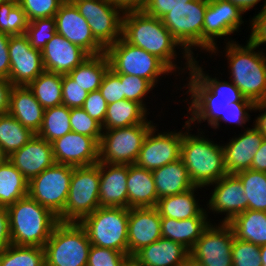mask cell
Here are the masks:
<instances>
[{
    "mask_svg": "<svg viewBox=\"0 0 266 266\" xmlns=\"http://www.w3.org/2000/svg\"><path fill=\"white\" fill-rule=\"evenodd\" d=\"M8 160L28 181L55 164L51 143L36 134Z\"/></svg>",
    "mask_w": 266,
    "mask_h": 266,
    "instance_id": "obj_24",
    "label": "cell"
},
{
    "mask_svg": "<svg viewBox=\"0 0 266 266\" xmlns=\"http://www.w3.org/2000/svg\"><path fill=\"white\" fill-rule=\"evenodd\" d=\"M158 199L185 192L195 185L181 159L152 171Z\"/></svg>",
    "mask_w": 266,
    "mask_h": 266,
    "instance_id": "obj_31",
    "label": "cell"
},
{
    "mask_svg": "<svg viewBox=\"0 0 266 266\" xmlns=\"http://www.w3.org/2000/svg\"><path fill=\"white\" fill-rule=\"evenodd\" d=\"M232 263L233 266H262L260 246L234 237Z\"/></svg>",
    "mask_w": 266,
    "mask_h": 266,
    "instance_id": "obj_46",
    "label": "cell"
},
{
    "mask_svg": "<svg viewBox=\"0 0 266 266\" xmlns=\"http://www.w3.org/2000/svg\"><path fill=\"white\" fill-rule=\"evenodd\" d=\"M234 232L235 238L241 241L266 245V212L249 210L236 215L228 223Z\"/></svg>",
    "mask_w": 266,
    "mask_h": 266,
    "instance_id": "obj_32",
    "label": "cell"
},
{
    "mask_svg": "<svg viewBox=\"0 0 266 266\" xmlns=\"http://www.w3.org/2000/svg\"><path fill=\"white\" fill-rule=\"evenodd\" d=\"M71 131L70 109L59 105L44 109L42 126L36 135L51 143Z\"/></svg>",
    "mask_w": 266,
    "mask_h": 266,
    "instance_id": "obj_38",
    "label": "cell"
},
{
    "mask_svg": "<svg viewBox=\"0 0 266 266\" xmlns=\"http://www.w3.org/2000/svg\"><path fill=\"white\" fill-rule=\"evenodd\" d=\"M190 1L192 0H148L143 11L148 15L162 19L173 8L187 5Z\"/></svg>",
    "mask_w": 266,
    "mask_h": 266,
    "instance_id": "obj_53",
    "label": "cell"
},
{
    "mask_svg": "<svg viewBox=\"0 0 266 266\" xmlns=\"http://www.w3.org/2000/svg\"><path fill=\"white\" fill-rule=\"evenodd\" d=\"M9 156L0 147V165L4 164L8 160Z\"/></svg>",
    "mask_w": 266,
    "mask_h": 266,
    "instance_id": "obj_62",
    "label": "cell"
},
{
    "mask_svg": "<svg viewBox=\"0 0 266 266\" xmlns=\"http://www.w3.org/2000/svg\"><path fill=\"white\" fill-rule=\"evenodd\" d=\"M202 66L197 57L193 58L190 71L186 74L188 77L185 76L184 79L187 82L183 83V87L179 84L180 89L177 86V90L183 89V94L180 95H187L182 100L188 105L184 117L187 116L189 124L197 129H200L203 122L207 121L208 127H212L221 117H225V110L230 103L252 102L230 80H223L221 77L220 80L216 74L209 75Z\"/></svg>",
    "mask_w": 266,
    "mask_h": 266,
    "instance_id": "obj_1",
    "label": "cell"
},
{
    "mask_svg": "<svg viewBox=\"0 0 266 266\" xmlns=\"http://www.w3.org/2000/svg\"><path fill=\"white\" fill-rule=\"evenodd\" d=\"M63 1H65V2H73L75 0H63Z\"/></svg>",
    "mask_w": 266,
    "mask_h": 266,
    "instance_id": "obj_65",
    "label": "cell"
},
{
    "mask_svg": "<svg viewBox=\"0 0 266 266\" xmlns=\"http://www.w3.org/2000/svg\"><path fill=\"white\" fill-rule=\"evenodd\" d=\"M99 91L101 92L102 97L106 100L107 104L125 99L121 79L111 69H109L105 74L99 87Z\"/></svg>",
    "mask_w": 266,
    "mask_h": 266,
    "instance_id": "obj_50",
    "label": "cell"
},
{
    "mask_svg": "<svg viewBox=\"0 0 266 266\" xmlns=\"http://www.w3.org/2000/svg\"><path fill=\"white\" fill-rule=\"evenodd\" d=\"M257 111L262 112L255 117L253 125L263 134L266 138V101L255 103L254 113Z\"/></svg>",
    "mask_w": 266,
    "mask_h": 266,
    "instance_id": "obj_58",
    "label": "cell"
},
{
    "mask_svg": "<svg viewBox=\"0 0 266 266\" xmlns=\"http://www.w3.org/2000/svg\"><path fill=\"white\" fill-rule=\"evenodd\" d=\"M73 166L57 164L29 181L28 195L59 216L68 198Z\"/></svg>",
    "mask_w": 266,
    "mask_h": 266,
    "instance_id": "obj_12",
    "label": "cell"
},
{
    "mask_svg": "<svg viewBox=\"0 0 266 266\" xmlns=\"http://www.w3.org/2000/svg\"><path fill=\"white\" fill-rule=\"evenodd\" d=\"M12 88L13 85L8 79L0 78V115L9 113Z\"/></svg>",
    "mask_w": 266,
    "mask_h": 266,
    "instance_id": "obj_56",
    "label": "cell"
},
{
    "mask_svg": "<svg viewBox=\"0 0 266 266\" xmlns=\"http://www.w3.org/2000/svg\"><path fill=\"white\" fill-rule=\"evenodd\" d=\"M51 145L57 164L81 167L99 162V142L95 138L71 131Z\"/></svg>",
    "mask_w": 266,
    "mask_h": 266,
    "instance_id": "obj_20",
    "label": "cell"
},
{
    "mask_svg": "<svg viewBox=\"0 0 266 266\" xmlns=\"http://www.w3.org/2000/svg\"><path fill=\"white\" fill-rule=\"evenodd\" d=\"M128 164L100 162L99 207L128 208Z\"/></svg>",
    "mask_w": 266,
    "mask_h": 266,
    "instance_id": "obj_25",
    "label": "cell"
},
{
    "mask_svg": "<svg viewBox=\"0 0 266 266\" xmlns=\"http://www.w3.org/2000/svg\"><path fill=\"white\" fill-rule=\"evenodd\" d=\"M56 32L55 18L51 17L28 22L25 35L28 37L31 47L42 51Z\"/></svg>",
    "mask_w": 266,
    "mask_h": 266,
    "instance_id": "obj_43",
    "label": "cell"
},
{
    "mask_svg": "<svg viewBox=\"0 0 266 266\" xmlns=\"http://www.w3.org/2000/svg\"><path fill=\"white\" fill-rule=\"evenodd\" d=\"M88 94L68 74L62 75V105L69 109L82 108Z\"/></svg>",
    "mask_w": 266,
    "mask_h": 266,
    "instance_id": "obj_49",
    "label": "cell"
},
{
    "mask_svg": "<svg viewBox=\"0 0 266 266\" xmlns=\"http://www.w3.org/2000/svg\"><path fill=\"white\" fill-rule=\"evenodd\" d=\"M28 22L18 0H0V33L10 36L23 35Z\"/></svg>",
    "mask_w": 266,
    "mask_h": 266,
    "instance_id": "obj_41",
    "label": "cell"
},
{
    "mask_svg": "<svg viewBox=\"0 0 266 266\" xmlns=\"http://www.w3.org/2000/svg\"><path fill=\"white\" fill-rule=\"evenodd\" d=\"M251 126L222 144L227 174L251 169L254 155L264 139L263 134L254 125Z\"/></svg>",
    "mask_w": 266,
    "mask_h": 266,
    "instance_id": "obj_22",
    "label": "cell"
},
{
    "mask_svg": "<svg viewBox=\"0 0 266 266\" xmlns=\"http://www.w3.org/2000/svg\"><path fill=\"white\" fill-rule=\"evenodd\" d=\"M260 255L262 266H266V245L260 246Z\"/></svg>",
    "mask_w": 266,
    "mask_h": 266,
    "instance_id": "obj_61",
    "label": "cell"
},
{
    "mask_svg": "<svg viewBox=\"0 0 266 266\" xmlns=\"http://www.w3.org/2000/svg\"><path fill=\"white\" fill-rule=\"evenodd\" d=\"M124 266H140L132 258H130Z\"/></svg>",
    "mask_w": 266,
    "mask_h": 266,
    "instance_id": "obj_64",
    "label": "cell"
},
{
    "mask_svg": "<svg viewBox=\"0 0 266 266\" xmlns=\"http://www.w3.org/2000/svg\"><path fill=\"white\" fill-rule=\"evenodd\" d=\"M110 69L115 74H127L144 78L156 88L166 75L174 73L156 56L142 48L131 45L122 37L105 49ZM165 76V77H164ZM161 77V78H160ZM157 85V86H156Z\"/></svg>",
    "mask_w": 266,
    "mask_h": 266,
    "instance_id": "obj_6",
    "label": "cell"
},
{
    "mask_svg": "<svg viewBox=\"0 0 266 266\" xmlns=\"http://www.w3.org/2000/svg\"><path fill=\"white\" fill-rule=\"evenodd\" d=\"M91 243L76 222H59L44 245L45 266H87Z\"/></svg>",
    "mask_w": 266,
    "mask_h": 266,
    "instance_id": "obj_8",
    "label": "cell"
},
{
    "mask_svg": "<svg viewBox=\"0 0 266 266\" xmlns=\"http://www.w3.org/2000/svg\"><path fill=\"white\" fill-rule=\"evenodd\" d=\"M227 1L237 6L241 11L244 12V14H246V12L248 13V11H251V9L253 10V8L256 7L257 4H259V2H261L262 0H227ZM263 2H264L263 6L262 8L260 7V10L266 7V0H264Z\"/></svg>",
    "mask_w": 266,
    "mask_h": 266,
    "instance_id": "obj_60",
    "label": "cell"
},
{
    "mask_svg": "<svg viewBox=\"0 0 266 266\" xmlns=\"http://www.w3.org/2000/svg\"><path fill=\"white\" fill-rule=\"evenodd\" d=\"M123 14L128 12L143 11L148 0H110Z\"/></svg>",
    "mask_w": 266,
    "mask_h": 266,
    "instance_id": "obj_57",
    "label": "cell"
},
{
    "mask_svg": "<svg viewBox=\"0 0 266 266\" xmlns=\"http://www.w3.org/2000/svg\"><path fill=\"white\" fill-rule=\"evenodd\" d=\"M107 106L108 104L106 100L102 97L101 92L97 90L88 94L82 108L91 118L103 125L107 112Z\"/></svg>",
    "mask_w": 266,
    "mask_h": 266,
    "instance_id": "obj_52",
    "label": "cell"
},
{
    "mask_svg": "<svg viewBox=\"0 0 266 266\" xmlns=\"http://www.w3.org/2000/svg\"><path fill=\"white\" fill-rule=\"evenodd\" d=\"M155 124L147 119L141 124L103 130L99 142V162L135 164L144 139Z\"/></svg>",
    "mask_w": 266,
    "mask_h": 266,
    "instance_id": "obj_10",
    "label": "cell"
},
{
    "mask_svg": "<svg viewBox=\"0 0 266 266\" xmlns=\"http://www.w3.org/2000/svg\"><path fill=\"white\" fill-rule=\"evenodd\" d=\"M189 257V250L182 244L161 237L131 258L140 266H180Z\"/></svg>",
    "mask_w": 266,
    "mask_h": 266,
    "instance_id": "obj_26",
    "label": "cell"
},
{
    "mask_svg": "<svg viewBox=\"0 0 266 266\" xmlns=\"http://www.w3.org/2000/svg\"><path fill=\"white\" fill-rule=\"evenodd\" d=\"M44 109L62 105V75L43 71L27 85Z\"/></svg>",
    "mask_w": 266,
    "mask_h": 266,
    "instance_id": "obj_36",
    "label": "cell"
},
{
    "mask_svg": "<svg viewBox=\"0 0 266 266\" xmlns=\"http://www.w3.org/2000/svg\"><path fill=\"white\" fill-rule=\"evenodd\" d=\"M110 69L109 61L105 53L90 56L82 64L73 69L68 75L83 90L87 92L97 91L107 71Z\"/></svg>",
    "mask_w": 266,
    "mask_h": 266,
    "instance_id": "obj_34",
    "label": "cell"
},
{
    "mask_svg": "<svg viewBox=\"0 0 266 266\" xmlns=\"http://www.w3.org/2000/svg\"><path fill=\"white\" fill-rule=\"evenodd\" d=\"M200 189L203 188L195 186L177 195L160 198L156 208L161 218L185 220L196 216H208L205 204L201 205V200L197 197L199 191L202 192Z\"/></svg>",
    "mask_w": 266,
    "mask_h": 266,
    "instance_id": "obj_27",
    "label": "cell"
},
{
    "mask_svg": "<svg viewBox=\"0 0 266 266\" xmlns=\"http://www.w3.org/2000/svg\"><path fill=\"white\" fill-rule=\"evenodd\" d=\"M7 211L10 239L18 246L44 247L59 223L58 216L29 195L9 205Z\"/></svg>",
    "mask_w": 266,
    "mask_h": 266,
    "instance_id": "obj_5",
    "label": "cell"
},
{
    "mask_svg": "<svg viewBox=\"0 0 266 266\" xmlns=\"http://www.w3.org/2000/svg\"><path fill=\"white\" fill-rule=\"evenodd\" d=\"M128 255L132 257L141 248L159 240L161 216L156 207L129 208Z\"/></svg>",
    "mask_w": 266,
    "mask_h": 266,
    "instance_id": "obj_21",
    "label": "cell"
},
{
    "mask_svg": "<svg viewBox=\"0 0 266 266\" xmlns=\"http://www.w3.org/2000/svg\"><path fill=\"white\" fill-rule=\"evenodd\" d=\"M122 38L131 45L142 48L160 59L174 73L175 80L178 79L177 76L182 75L181 80L183 81L184 75L190 71L193 57L178 43L162 20L157 17L148 15L144 11L124 13ZM181 54L182 56H179ZM177 58L181 62L177 61L179 60ZM181 58L183 61L185 60L184 63Z\"/></svg>",
    "mask_w": 266,
    "mask_h": 266,
    "instance_id": "obj_2",
    "label": "cell"
},
{
    "mask_svg": "<svg viewBox=\"0 0 266 266\" xmlns=\"http://www.w3.org/2000/svg\"><path fill=\"white\" fill-rule=\"evenodd\" d=\"M180 266H200L197 262H194L190 257Z\"/></svg>",
    "mask_w": 266,
    "mask_h": 266,
    "instance_id": "obj_63",
    "label": "cell"
},
{
    "mask_svg": "<svg viewBox=\"0 0 266 266\" xmlns=\"http://www.w3.org/2000/svg\"><path fill=\"white\" fill-rule=\"evenodd\" d=\"M8 50L13 86H27L44 71L42 52L31 47L25 34L10 36Z\"/></svg>",
    "mask_w": 266,
    "mask_h": 266,
    "instance_id": "obj_18",
    "label": "cell"
},
{
    "mask_svg": "<svg viewBox=\"0 0 266 266\" xmlns=\"http://www.w3.org/2000/svg\"><path fill=\"white\" fill-rule=\"evenodd\" d=\"M70 126L73 132L95 138L98 142L101 140L102 125L91 118L83 108L70 109Z\"/></svg>",
    "mask_w": 266,
    "mask_h": 266,
    "instance_id": "obj_44",
    "label": "cell"
},
{
    "mask_svg": "<svg viewBox=\"0 0 266 266\" xmlns=\"http://www.w3.org/2000/svg\"><path fill=\"white\" fill-rule=\"evenodd\" d=\"M72 3L105 49L122 37L123 13L110 0H75Z\"/></svg>",
    "mask_w": 266,
    "mask_h": 266,
    "instance_id": "obj_14",
    "label": "cell"
},
{
    "mask_svg": "<svg viewBox=\"0 0 266 266\" xmlns=\"http://www.w3.org/2000/svg\"><path fill=\"white\" fill-rule=\"evenodd\" d=\"M191 128L186 120L183 125L180 159L186 166L192 183L206 189L227 175L223 146L205 135L206 129H197L195 134L190 132L193 131Z\"/></svg>",
    "mask_w": 266,
    "mask_h": 266,
    "instance_id": "obj_4",
    "label": "cell"
},
{
    "mask_svg": "<svg viewBox=\"0 0 266 266\" xmlns=\"http://www.w3.org/2000/svg\"><path fill=\"white\" fill-rule=\"evenodd\" d=\"M42 52L45 71L66 75L82 64L90 55L56 32Z\"/></svg>",
    "mask_w": 266,
    "mask_h": 266,
    "instance_id": "obj_23",
    "label": "cell"
},
{
    "mask_svg": "<svg viewBox=\"0 0 266 266\" xmlns=\"http://www.w3.org/2000/svg\"><path fill=\"white\" fill-rule=\"evenodd\" d=\"M116 75L121 79V84H123V95L125 99L140 103L148 111L150 108H147V97L153 100L152 97H155L153 90L156 87L150 81L141 77L127 74ZM150 92L152 93L151 98L148 96Z\"/></svg>",
    "mask_w": 266,
    "mask_h": 266,
    "instance_id": "obj_42",
    "label": "cell"
},
{
    "mask_svg": "<svg viewBox=\"0 0 266 266\" xmlns=\"http://www.w3.org/2000/svg\"><path fill=\"white\" fill-rule=\"evenodd\" d=\"M234 237L233 229L228 223L212 222L189 251L190 258L200 266H233Z\"/></svg>",
    "mask_w": 266,
    "mask_h": 266,
    "instance_id": "obj_15",
    "label": "cell"
},
{
    "mask_svg": "<svg viewBox=\"0 0 266 266\" xmlns=\"http://www.w3.org/2000/svg\"><path fill=\"white\" fill-rule=\"evenodd\" d=\"M150 114L140 103L132 100H120L107 106L103 130L123 128L144 123Z\"/></svg>",
    "mask_w": 266,
    "mask_h": 266,
    "instance_id": "obj_33",
    "label": "cell"
},
{
    "mask_svg": "<svg viewBox=\"0 0 266 266\" xmlns=\"http://www.w3.org/2000/svg\"><path fill=\"white\" fill-rule=\"evenodd\" d=\"M214 221L208 216H196L185 220L161 218V236L182 244L189 251L193 248L203 231Z\"/></svg>",
    "mask_w": 266,
    "mask_h": 266,
    "instance_id": "obj_29",
    "label": "cell"
},
{
    "mask_svg": "<svg viewBox=\"0 0 266 266\" xmlns=\"http://www.w3.org/2000/svg\"><path fill=\"white\" fill-rule=\"evenodd\" d=\"M63 2V0H18L29 22L54 17Z\"/></svg>",
    "mask_w": 266,
    "mask_h": 266,
    "instance_id": "obj_47",
    "label": "cell"
},
{
    "mask_svg": "<svg viewBox=\"0 0 266 266\" xmlns=\"http://www.w3.org/2000/svg\"><path fill=\"white\" fill-rule=\"evenodd\" d=\"M207 4L208 0H192L187 5L173 8L161 19L172 36L193 58L199 57V52L195 56L194 50L204 53L203 23Z\"/></svg>",
    "mask_w": 266,
    "mask_h": 266,
    "instance_id": "obj_11",
    "label": "cell"
},
{
    "mask_svg": "<svg viewBox=\"0 0 266 266\" xmlns=\"http://www.w3.org/2000/svg\"><path fill=\"white\" fill-rule=\"evenodd\" d=\"M260 11V12H259ZM252 18L249 19V31L248 40L260 49L261 45L266 46V7L259 10Z\"/></svg>",
    "mask_w": 266,
    "mask_h": 266,
    "instance_id": "obj_51",
    "label": "cell"
},
{
    "mask_svg": "<svg viewBox=\"0 0 266 266\" xmlns=\"http://www.w3.org/2000/svg\"><path fill=\"white\" fill-rule=\"evenodd\" d=\"M234 175L242 183L248 200V209L266 212V172L248 169Z\"/></svg>",
    "mask_w": 266,
    "mask_h": 266,
    "instance_id": "obj_39",
    "label": "cell"
},
{
    "mask_svg": "<svg viewBox=\"0 0 266 266\" xmlns=\"http://www.w3.org/2000/svg\"><path fill=\"white\" fill-rule=\"evenodd\" d=\"M158 126L155 124L146 135L135 162L138 167L150 171L177 161L181 154L183 125L179 131L167 129L164 132L159 131Z\"/></svg>",
    "mask_w": 266,
    "mask_h": 266,
    "instance_id": "obj_16",
    "label": "cell"
},
{
    "mask_svg": "<svg viewBox=\"0 0 266 266\" xmlns=\"http://www.w3.org/2000/svg\"><path fill=\"white\" fill-rule=\"evenodd\" d=\"M243 15V11L227 0H208L203 23L204 53L208 55L214 47L219 46L218 38L224 39V43L236 41L231 34L241 32Z\"/></svg>",
    "mask_w": 266,
    "mask_h": 266,
    "instance_id": "obj_13",
    "label": "cell"
},
{
    "mask_svg": "<svg viewBox=\"0 0 266 266\" xmlns=\"http://www.w3.org/2000/svg\"><path fill=\"white\" fill-rule=\"evenodd\" d=\"M10 35L0 33V78H9L10 73V59L8 42Z\"/></svg>",
    "mask_w": 266,
    "mask_h": 266,
    "instance_id": "obj_54",
    "label": "cell"
},
{
    "mask_svg": "<svg viewBox=\"0 0 266 266\" xmlns=\"http://www.w3.org/2000/svg\"><path fill=\"white\" fill-rule=\"evenodd\" d=\"M208 187L206 190L211 189V195H208L210 197L206 202V211L209 215L212 212L215 219L220 214L219 223H229L236 215L248 209L242 183L234 174H227Z\"/></svg>",
    "mask_w": 266,
    "mask_h": 266,
    "instance_id": "obj_17",
    "label": "cell"
},
{
    "mask_svg": "<svg viewBox=\"0 0 266 266\" xmlns=\"http://www.w3.org/2000/svg\"><path fill=\"white\" fill-rule=\"evenodd\" d=\"M11 244L7 207L0 206V252Z\"/></svg>",
    "mask_w": 266,
    "mask_h": 266,
    "instance_id": "obj_55",
    "label": "cell"
},
{
    "mask_svg": "<svg viewBox=\"0 0 266 266\" xmlns=\"http://www.w3.org/2000/svg\"><path fill=\"white\" fill-rule=\"evenodd\" d=\"M251 169L266 172V138L262 140L260 148L254 155L251 163Z\"/></svg>",
    "mask_w": 266,
    "mask_h": 266,
    "instance_id": "obj_59",
    "label": "cell"
},
{
    "mask_svg": "<svg viewBox=\"0 0 266 266\" xmlns=\"http://www.w3.org/2000/svg\"><path fill=\"white\" fill-rule=\"evenodd\" d=\"M254 102H234L230 103L225 110V117H221L212 127L213 130L220 129L222 127V123L228 125H235V127L239 126L238 128L242 127L243 129L249 128L248 125L245 127V124H249L251 120V115L254 111ZM250 112V113H249ZM222 122V123H221Z\"/></svg>",
    "mask_w": 266,
    "mask_h": 266,
    "instance_id": "obj_45",
    "label": "cell"
},
{
    "mask_svg": "<svg viewBox=\"0 0 266 266\" xmlns=\"http://www.w3.org/2000/svg\"><path fill=\"white\" fill-rule=\"evenodd\" d=\"M100 162L90 166L74 167L68 198L59 222L79 223L99 208Z\"/></svg>",
    "mask_w": 266,
    "mask_h": 266,
    "instance_id": "obj_9",
    "label": "cell"
},
{
    "mask_svg": "<svg viewBox=\"0 0 266 266\" xmlns=\"http://www.w3.org/2000/svg\"><path fill=\"white\" fill-rule=\"evenodd\" d=\"M129 208L99 207L79 224L85 229L91 245L128 255Z\"/></svg>",
    "mask_w": 266,
    "mask_h": 266,
    "instance_id": "obj_7",
    "label": "cell"
},
{
    "mask_svg": "<svg viewBox=\"0 0 266 266\" xmlns=\"http://www.w3.org/2000/svg\"><path fill=\"white\" fill-rule=\"evenodd\" d=\"M128 208L156 207L158 194L152 171L129 165L127 176Z\"/></svg>",
    "mask_w": 266,
    "mask_h": 266,
    "instance_id": "obj_30",
    "label": "cell"
},
{
    "mask_svg": "<svg viewBox=\"0 0 266 266\" xmlns=\"http://www.w3.org/2000/svg\"><path fill=\"white\" fill-rule=\"evenodd\" d=\"M35 136L9 113L0 115V147L10 156Z\"/></svg>",
    "mask_w": 266,
    "mask_h": 266,
    "instance_id": "obj_37",
    "label": "cell"
},
{
    "mask_svg": "<svg viewBox=\"0 0 266 266\" xmlns=\"http://www.w3.org/2000/svg\"><path fill=\"white\" fill-rule=\"evenodd\" d=\"M130 258L122 252L91 245L87 266H124Z\"/></svg>",
    "mask_w": 266,
    "mask_h": 266,
    "instance_id": "obj_48",
    "label": "cell"
},
{
    "mask_svg": "<svg viewBox=\"0 0 266 266\" xmlns=\"http://www.w3.org/2000/svg\"><path fill=\"white\" fill-rule=\"evenodd\" d=\"M56 31L90 56L105 53V48L94 38L87 20L72 2H63L54 16Z\"/></svg>",
    "mask_w": 266,
    "mask_h": 266,
    "instance_id": "obj_19",
    "label": "cell"
},
{
    "mask_svg": "<svg viewBox=\"0 0 266 266\" xmlns=\"http://www.w3.org/2000/svg\"><path fill=\"white\" fill-rule=\"evenodd\" d=\"M0 266H45L44 247L11 244L0 252Z\"/></svg>",
    "mask_w": 266,
    "mask_h": 266,
    "instance_id": "obj_40",
    "label": "cell"
},
{
    "mask_svg": "<svg viewBox=\"0 0 266 266\" xmlns=\"http://www.w3.org/2000/svg\"><path fill=\"white\" fill-rule=\"evenodd\" d=\"M9 114L37 134L42 126L44 108L27 86H13Z\"/></svg>",
    "mask_w": 266,
    "mask_h": 266,
    "instance_id": "obj_28",
    "label": "cell"
},
{
    "mask_svg": "<svg viewBox=\"0 0 266 266\" xmlns=\"http://www.w3.org/2000/svg\"><path fill=\"white\" fill-rule=\"evenodd\" d=\"M245 44L226 42L223 52L216 46L209 56H221L219 52L222 56L224 54L228 78L242 95L254 103L266 101V50L257 48L249 40Z\"/></svg>",
    "mask_w": 266,
    "mask_h": 266,
    "instance_id": "obj_3",
    "label": "cell"
},
{
    "mask_svg": "<svg viewBox=\"0 0 266 266\" xmlns=\"http://www.w3.org/2000/svg\"><path fill=\"white\" fill-rule=\"evenodd\" d=\"M29 181L7 160L0 165V206L8 207L28 195Z\"/></svg>",
    "mask_w": 266,
    "mask_h": 266,
    "instance_id": "obj_35",
    "label": "cell"
}]
</instances>
